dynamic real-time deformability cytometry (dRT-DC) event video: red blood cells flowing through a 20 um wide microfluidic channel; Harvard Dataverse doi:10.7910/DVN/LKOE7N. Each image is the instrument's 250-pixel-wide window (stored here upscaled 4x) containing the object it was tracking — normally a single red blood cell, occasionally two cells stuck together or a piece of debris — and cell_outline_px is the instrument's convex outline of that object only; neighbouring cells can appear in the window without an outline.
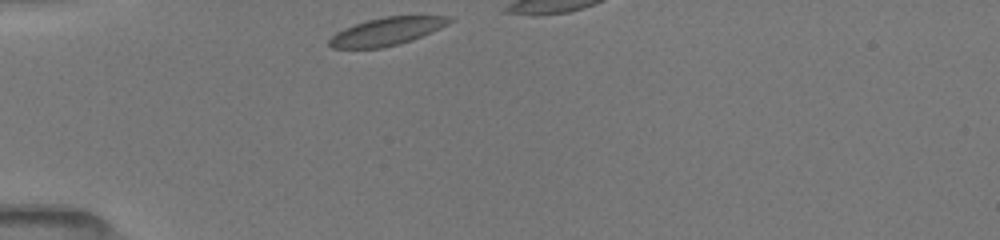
{"species": "common noctule bat (a hibernating species)", "species_latin": "Nyctalus noctula", "temperature_condition": "room temperature", "stored_images_in_passage": 4, "camera_frame_rate_fps": 3000, "um_per_image_px": 0.085, "animal": {"sex": "female", "body_mass_g": 19.5, "forearm_length_mm": 54.1}, "frame": {"image": 1, "passage_image": 1, "time_ms": 0.0, "image_size_px": [1000, 240], "cell_outline_px": [[456, 20], [440, 28], [412, 40], [380, 48], [332, 48], [328, 44], [328, 40], [336, 32], [344, 28], [368, 20], [384, 16], [452, 16]], "centroid_in_image_um": [32.89, 2.66], "position_along_channel_um": 52.1, "area_um2": 19.36}}